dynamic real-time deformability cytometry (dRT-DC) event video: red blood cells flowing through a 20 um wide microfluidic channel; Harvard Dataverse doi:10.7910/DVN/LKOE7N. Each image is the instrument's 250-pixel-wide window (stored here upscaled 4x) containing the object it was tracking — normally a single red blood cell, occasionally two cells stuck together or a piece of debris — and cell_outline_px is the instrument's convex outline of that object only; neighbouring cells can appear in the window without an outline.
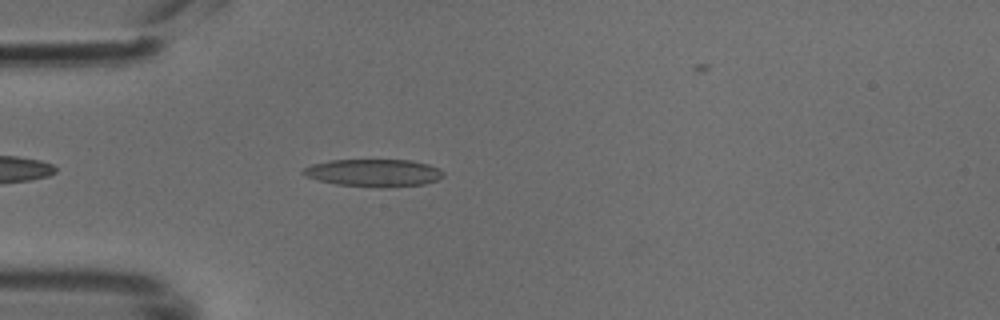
{"species": "common noctule bat (a hibernating species)", "species_latin": "Nyctalus noctula", "temperature_condition": "cold", "stored_images_in_passage": 33, "camera_frame_rate_fps": 3000, "um_per_image_px": 0.085, "animal": {"sex": "male", "body_mass_g": 18.8}, "frame": {"image": 1, "passage_image": 4, "time_ms": 1.0, "image_size_px": [1000, 320], "cell_outline_px": [[444, 176], [436, 180], [424, 184], [388, 188], [380, 188], [336, 184], [304, 176], [300, 172], [304, 168], [312, 164], [332, 160], [412, 160], [428, 164], [440, 168], [444, 172]], "centroid_in_image_um": [31.79, 14.7], "position_along_channel_um": 53.2, "area_um2": 22.66}}
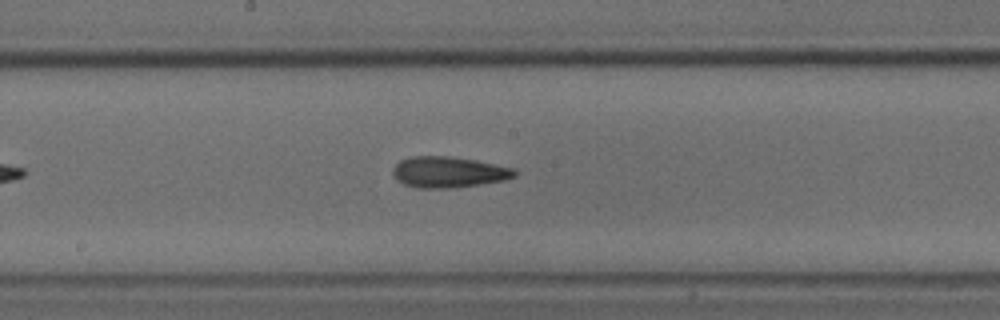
{"frame": {"image": 2, "passage_image": 16, "time_ms": 5.0, "image_size_px": [1000, 320], "cell_outline_px": [[516, 176], [504, 180], [480, 184], [452, 188], [420, 188], [404, 184], [396, 180], [392, 172], [392, 168], [400, 160], [412, 156], [448, 156], [476, 160], [516, 168]], "centroid_in_image_um": [38.13, 14.62], "position_along_channel_um": 210.1, "area_um2": 22.08}}
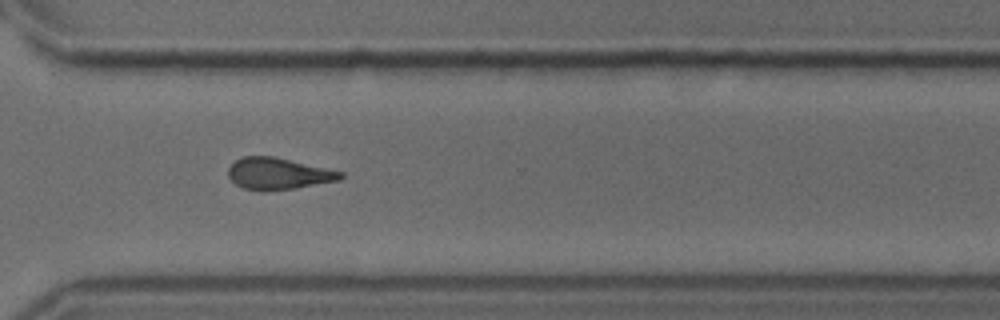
{"frame": {"image": 3, "passage_image": 26, "time_ms": 8.333, "image_size_px": [1000, 320], "cell_outline_px": [[344, 176], [340, 180], [296, 188], [264, 192], [244, 188], [236, 184], [228, 176], [228, 168], [236, 160], [244, 156], [272, 156], [344, 172]], "centroid_in_image_um": [23.65, 14.77], "position_along_channel_um": 346.9, "area_um2": 20.69}}